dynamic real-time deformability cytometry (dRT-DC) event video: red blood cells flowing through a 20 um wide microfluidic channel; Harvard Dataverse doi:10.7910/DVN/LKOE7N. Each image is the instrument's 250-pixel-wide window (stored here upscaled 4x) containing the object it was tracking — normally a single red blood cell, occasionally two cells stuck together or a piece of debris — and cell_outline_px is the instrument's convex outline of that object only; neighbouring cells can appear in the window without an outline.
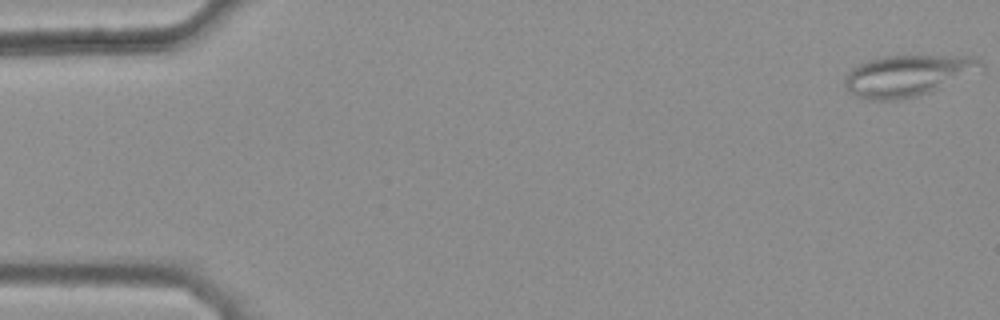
{"species": "common noctule bat (a hibernating species)", "species_latin": "Nyctalus noctula", "temperature_condition": "warm", "stored_images_in_passage": 47, "camera_frame_rate_fps": 3000, "um_per_image_px": 0.085, "animal": {"sex": "female", "body_mass_g": 25.1}, "frame": {"image": 1, "passage_image": 1, "time_ms": 0.0, "image_size_px": [1000, 320], "cell_outline_px": [[984, 68], [928, 92], [916, 96], [896, 100], [864, 100], [848, 92], [844, 84], [844, 80], [848, 72], [856, 64], [868, 60], [884, 56], [972, 56], [980, 60], [984, 64]], "centroid_in_image_um": [77.07, 6.42], "position_along_channel_um": 7.9, "area_um2": 32.48}}
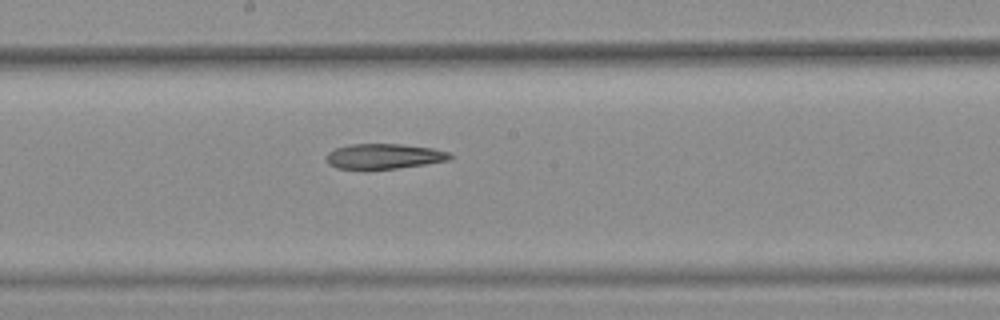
{"frame": {"image": 2, "passage_image": 28, "time_ms": 9.0, "image_size_px": [1000, 320], "cell_outline_px": [[452, 156], [448, 160], [424, 164], [396, 168], [336, 168], [328, 164], [324, 156], [328, 152], [336, 148], [352, 144], [400, 144], [432, 148], [448, 152]], "centroid_in_image_um": [32.59, 13.27], "position_along_channel_um": 215.6, "area_um2": 17.8}}
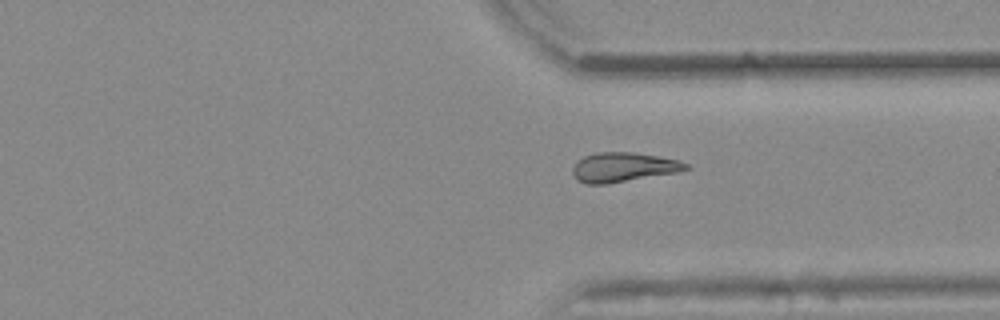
{"frame": {"image": 3, "passage_image": 39, "time_ms": 12.667, "image_size_px": [1000, 320], "cell_outline_px": [[692, 168], [676, 172], [604, 184], [588, 184], [576, 180], [572, 172], [572, 168], [584, 156], [596, 152], [632, 152], [680, 160], [688, 164]], "centroid_in_image_um": [52.98, 14.2], "position_along_channel_um": 358.4, "area_um2": 19.19}}